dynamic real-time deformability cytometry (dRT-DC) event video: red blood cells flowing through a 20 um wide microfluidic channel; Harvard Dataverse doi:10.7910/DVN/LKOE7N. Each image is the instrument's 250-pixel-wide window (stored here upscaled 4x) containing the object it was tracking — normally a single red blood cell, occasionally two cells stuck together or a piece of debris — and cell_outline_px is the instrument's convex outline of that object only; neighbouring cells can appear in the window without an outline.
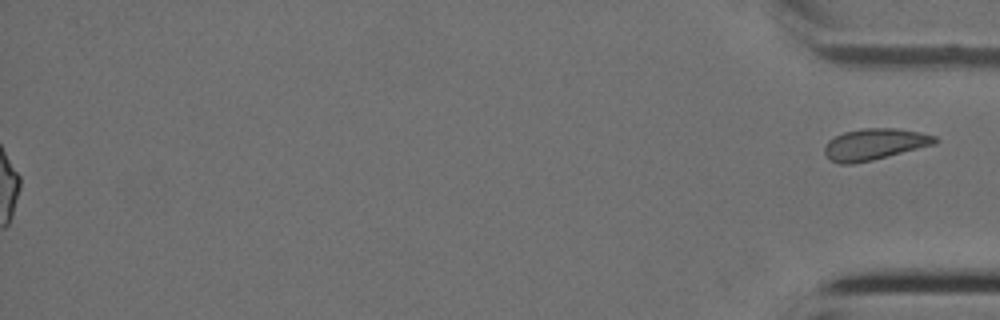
{"species": "Egyptian fruit bat (a non-hibernating species)", "species_latin": "Rousettus aegyptiacus", "temperature_condition": "cold", "stored_images_in_passage": 43, "segment_of_instrument_passage": [2, 2], "camera_frame_rate_fps": 3000, "um_per_image_px": 0.085, "animal": {"sex": "female"}, "frame": {"image": 1, "passage_image": 43, "time_ms": 14.0, "image_size_px": [1000, 320], "cell_outline_px": [[936, 144], [872, 160], [852, 164], [840, 164], [828, 160], [824, 152], [824, 148], [828, 140], [844, 132], [864, 128], [896, 128], [920, 132], [936, 136]], "centroid_in_image_um": [74.31, 12.27], "position_along_channel_um": 360.9, "area_um2": 20.17}}